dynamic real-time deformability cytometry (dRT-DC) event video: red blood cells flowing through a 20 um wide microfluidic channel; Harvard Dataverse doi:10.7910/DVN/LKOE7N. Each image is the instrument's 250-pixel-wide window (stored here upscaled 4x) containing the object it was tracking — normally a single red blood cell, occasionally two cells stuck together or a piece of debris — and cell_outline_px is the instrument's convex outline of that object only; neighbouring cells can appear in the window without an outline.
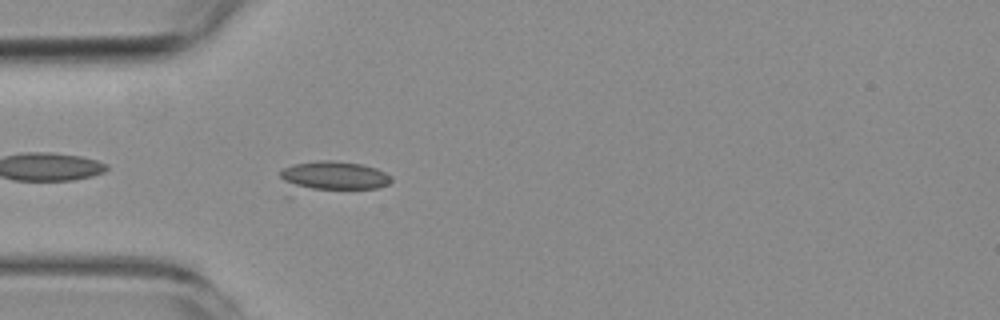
{"species": "common noctule bat (a hibernating species)", "species_latin": "Nyctalus noctula", "temperature_condition": "room temperature", "stored_images_in_passage": 3, "camera_frame_rate_fps": 3000, "um_per_image_px": 0.085, "animal": {"sex": "female", "body_mass_g": 19.3, "forearm_length_mm": 54.1}, "frame": {"image": 1, "passage_image": 3, "time_ms": 2.333, "image_size_px": [1000, 320], "cell_outline_px": [[392, 180], [388, 184], [376, 188], [292, 188], [280, 176], [280, 172], [284, 168], [292, 164], [316, 160], [332, 160], [360, 164], [376, 168], [392, 176]], "centroid_in_image_um": [28.36, 14.91], "position_along_channel_um": 56.6, "area_um2": 18.32}}